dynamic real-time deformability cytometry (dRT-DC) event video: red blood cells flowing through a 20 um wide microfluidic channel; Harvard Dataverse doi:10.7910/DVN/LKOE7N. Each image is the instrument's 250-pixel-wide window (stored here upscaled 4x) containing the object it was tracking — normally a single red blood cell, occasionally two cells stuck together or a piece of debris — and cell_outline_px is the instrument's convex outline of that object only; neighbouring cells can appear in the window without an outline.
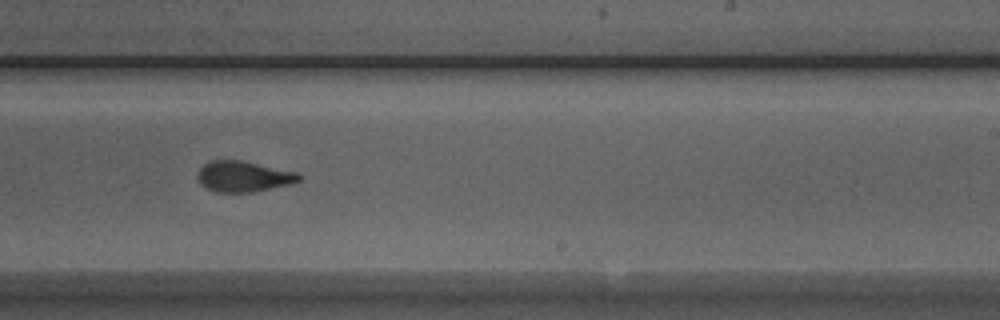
{"species": "Egyptian fruit bat (a non-hibernating species)", "species_latin": "Rousettus aegyptiacus", "temperature_condition": "room temperature", "stored_images_in_passage": 30, "camera_frame_rate_fps": 3000, "um_per_image_px": 0.085, "animal": {"sex": "male"}, "frame": {"image": 1, "passage_image": 14, "time_ms": 4.333, "image_size_px": [1000, 320], "cell_outline_px": [[300, 180], [292, 184], [252, 192], [216, 192], [200, 184], [196, 176], [196, 172], [208, 160], [240, 160], [296, 172], [300, 176]], "centroid_in_image_um": [20.65, 15.0], "position_along_channel_um": 268.4, "area_um2": 18.15}, "authors_computed_cell_mechanics": {"area_um2": 18.496, "velocity_mm_per_s": 3.9287, "shape_relaxation_time_tau1_ms": 4.1282, "shape_relaxation_time_tau2_ms": 1.0335, "deformation_change_tau1": 0.1313, "deformation_change_tau2": 0.057}}